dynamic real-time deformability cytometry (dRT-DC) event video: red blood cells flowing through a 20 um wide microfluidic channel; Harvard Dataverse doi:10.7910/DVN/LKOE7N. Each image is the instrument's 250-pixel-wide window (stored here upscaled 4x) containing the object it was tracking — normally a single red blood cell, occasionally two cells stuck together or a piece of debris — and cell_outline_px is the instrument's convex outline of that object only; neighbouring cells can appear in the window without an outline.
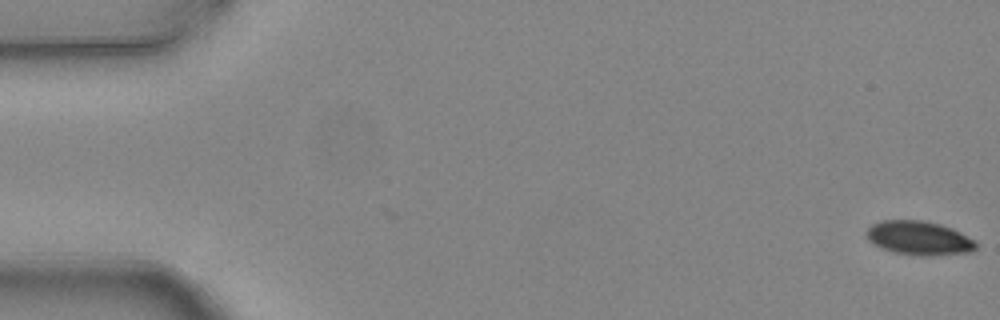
{"species": "common noctule bat (a hibernating species)", "species_latin": "Nyctalus noctula", "temperature_condition": "warm", "stored_images_in_passage": 3, "camera_frame_rate_fps": 3000, "um_per_image_px": 0.085, "animal": {"sex": "female", "body_mass_g": 24.6, "forearm_length_mm": 56.2}, "frame": {"image": 1, "passage_image": 1, "time_ms": 0.0, "image_size_px": [1000, 320], "cell_outline_px": [[976, 248], [972, 252], [932, 256], [920, 256], [892, 252], [880, 248], [868, 240], [868, 228], [872, 224], [880, 220], [924, 220], [940, 224], [952, 228], [976, 240]], "centroid_in_image_um": [78.14, 20.24], "position_along_channel_um": 6.9, "area_um2": 21.91}}